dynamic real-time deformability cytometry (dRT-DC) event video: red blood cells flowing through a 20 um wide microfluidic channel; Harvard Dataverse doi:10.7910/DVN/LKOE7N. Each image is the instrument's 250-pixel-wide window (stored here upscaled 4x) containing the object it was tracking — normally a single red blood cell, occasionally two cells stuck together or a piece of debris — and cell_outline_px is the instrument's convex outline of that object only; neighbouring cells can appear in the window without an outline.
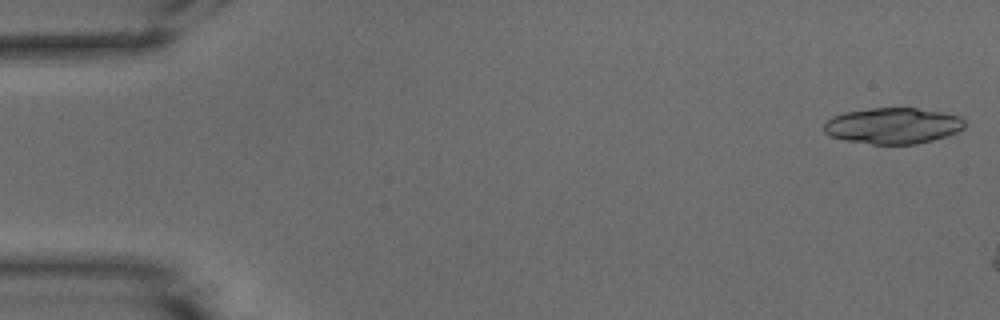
{"species": "common noctule bat (a hibernating species)", "species_latin": "Nyctalus noctula", "temperature_condition": "warm", "stored_images_in_passage": 8, "camera_frame_rate_fps": 3000, "um_per_image_px": 0.085, "animal": {"sex": "male", "body_mass_g": 15.6}, "frame": {"image": 1, "passage_image": 1, "time_ms": 0.0, "image_size_px": [1000, 320], "cell_outline_px": [[964, 128], [948, 136], [916, 144], [872, 144], [844, 140], [832, 136], [824, 132], [824, 124], [832, 116], [844, 112], [868, 108], [916, 108], [940, 112], [960, 116], [964, 120]], "centroid_in_image_um": [75.89, 10.69], "position_along_channel_um": 9.1, "area_um2": 29.54}}